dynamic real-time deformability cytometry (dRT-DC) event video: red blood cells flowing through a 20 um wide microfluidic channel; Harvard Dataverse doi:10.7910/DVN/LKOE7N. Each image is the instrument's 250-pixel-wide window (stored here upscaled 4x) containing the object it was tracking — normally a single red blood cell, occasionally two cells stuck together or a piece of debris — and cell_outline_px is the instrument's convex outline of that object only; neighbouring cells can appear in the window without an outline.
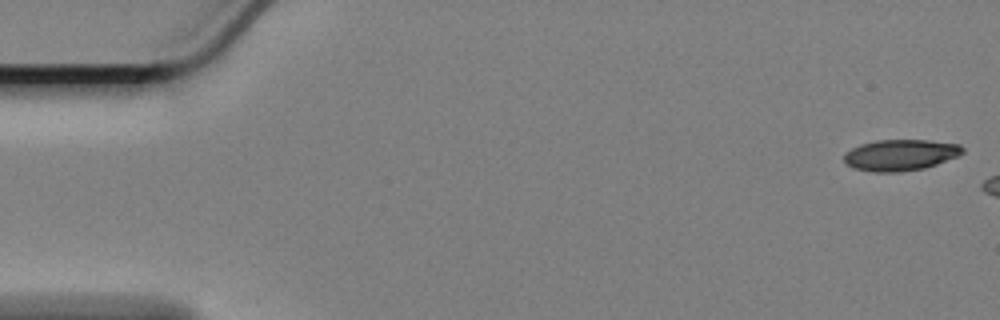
{"species": "Egyptian fruit bat (a non-hibernating species)", "species_latin": "Rousettus aegyptiacus", "temperature_condition": "cold", "stored_images_in_passage": 7, "camera_frame_rate_fps": 3000, "um_per_image_px": 0.085, "animal": {"sex": "female"}, "frame": {"image": 1, "passage_image": 1, "time_ms": 0.0, "image_size_px": [1000, 320], "cell_outline_px": [[964, 152], [956, 156], [936, 164], [924, 168], [900, 172], [872, 172], [852, 168], [844, 160], [844, 156], [852, 148], [860, 144], [876, 140], [928, 140], [960, 144], [964, 148]], "centroid_in_image_um": [76.53, 13.17], "position_along_channel_um": 8.5, "area_um2": 21.44}}